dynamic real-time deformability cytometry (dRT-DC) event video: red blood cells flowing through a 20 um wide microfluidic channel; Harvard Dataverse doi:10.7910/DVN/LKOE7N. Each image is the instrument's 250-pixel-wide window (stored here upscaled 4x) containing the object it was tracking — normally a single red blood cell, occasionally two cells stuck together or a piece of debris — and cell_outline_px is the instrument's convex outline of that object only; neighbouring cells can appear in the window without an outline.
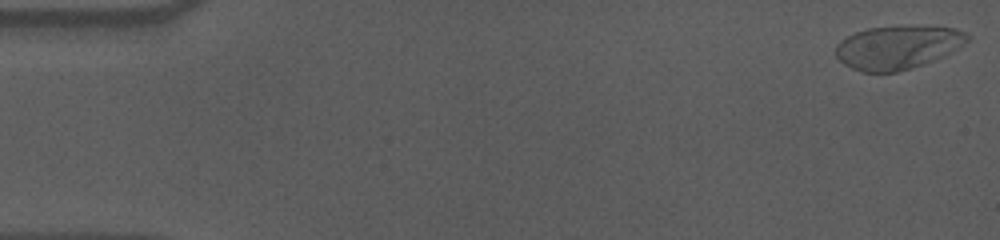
{"species": "human", "species_latin": "Homo sapiens", "temperature_condition": "cold", "stored_images_in_passage": 57, "camera_frame_rate_fps": 3000, "um_per_image_px": 0.085, "donor": {"sex": "male"}, "frame": {"image": 1, "passage_image": 1, "time_ms": 0.0, "image_size_px": [1000, 240], "cell_outline_px": [[972, 36], [964, 44], [924, 64], [896, 72], [860, 72], [844, 64], [836, 56], [836, 44], [840, 40], [856, 32], [868, 28], [904, 24], [956, 28], [968, 32]], "centroid_in_image_um": [76.3, 3.98], "position_along_channel_um": 8.7, "area_um2": 33.64}}
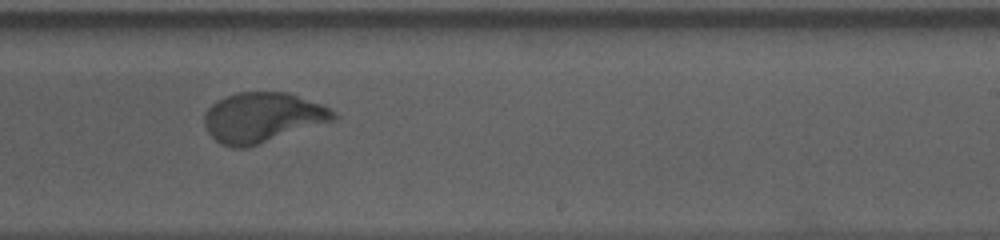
{"frame": {"image": 2, "passage_image": 35, "time_ms": 11.333, "image_size_px": [1000, 240], "cell_outline_px": [[340, 116], [336, 120], [248, 148], [232, 148], [220, 144], [208, 132], [204, 124], [204, 116], [208, 108], [216, 100], [236, 92], [288, 92], [320, 104], [336, 112]], "centroid_in_image_um": [22.32, 10.0], "position_along_channel_um": 266.7, "area_um2": 37.92}}
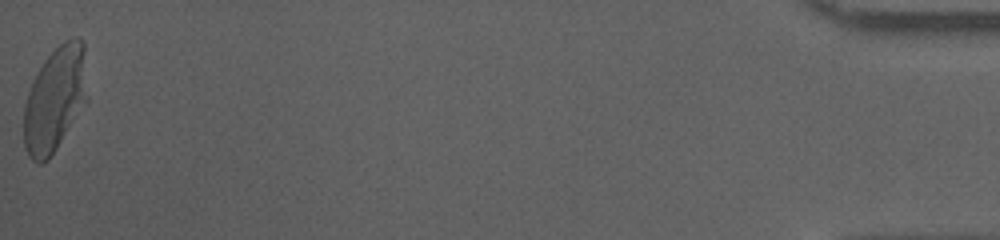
{"frame": {"image": 3, "passage_image": 57, "time_ms": 18.667, "image_size_px": [1000, 240], "cell_outline_px": [[84, 52], [80, 96], [68, 124], [56, 148], [48, 160], [40, 164], [36, 164], [28, 156], [24, 144], [24, 104], [32, 80], [44, 60], [64, 40], [72, 36], [76, 36], [84, 44]], "centroid_in_image_um": [4.49, 8.43], "position_along_channel_um": 430.7, "area_um2": 35.89}, "authors_computed_cell_mechanics": {"area_um2": 37.1076, "velocity_mm_per_s": 3.5637, "shape_relaxation_time_tau1_ms": 4.6217, "shape_relaxation_time_tau2_ms": null, "deformation_change_tau1": 0.2162, "deformation_change_tau2": null}}